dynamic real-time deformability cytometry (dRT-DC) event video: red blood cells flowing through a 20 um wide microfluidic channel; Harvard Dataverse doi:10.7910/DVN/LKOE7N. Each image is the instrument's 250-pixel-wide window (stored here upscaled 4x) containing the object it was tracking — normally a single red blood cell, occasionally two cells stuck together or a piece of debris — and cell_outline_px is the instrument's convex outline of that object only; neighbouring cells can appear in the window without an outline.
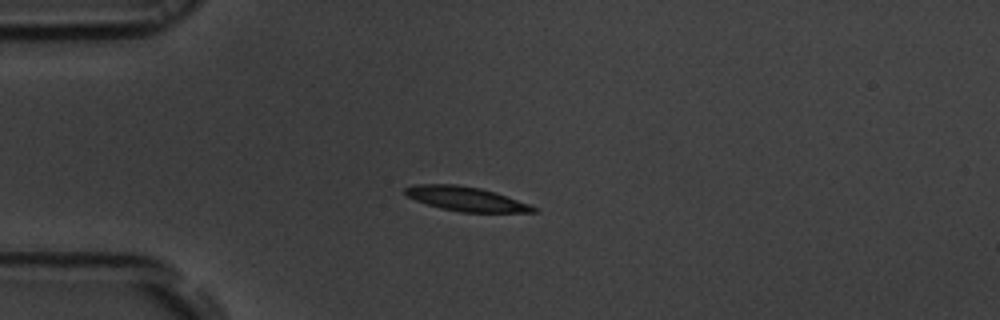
{"species": "common noctule bat (a hibernating species)", "species_latin": "Nyctalus noctula", "temperature_condition": "room temperature", "stored_images_in_passage": 40, "camera_frame_rate_fps": 3000, "um_per_image_px": 0.085, "animal": {"sex": "male", "body_mass_g": 19.5, "forearm_length_mm": 54.6}, "frame": {"image": 1, "passage_image": 1, "time_ms": 0.0, "image_size_px": [1000, 320], "cell_outline_px": [[536, 212], [460, 212], [440, 208], [416, 200], [408, 196], [404, 192], [404, 188], [416, 184], [456, 184], [480, 188], [528, 204], [536, 208]], "centroid_in_image_um": [39.55, 16.9], "position_along_channel_um": 45.5, "area_um2": 17.74}}
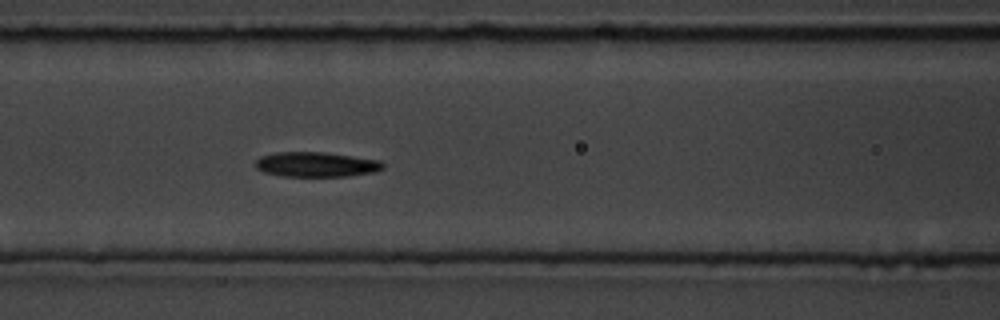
{"frame": {"image": 2, "passage_image": 10, "time_ms": 3.0, "image_size_px": [1000, 320], "cell_outline_px": [[384, 168], [376, 172], [348, 176], [280, 176], [264, 172], [256, 168], [256, 160], [260, 156], [276, 152], [324, 152], [380, 160], [384, 164]], "centroid_in_image_um": [26.89, 13.98], "position_along_channel_um": 139.7, "area_um2": 18.55}}
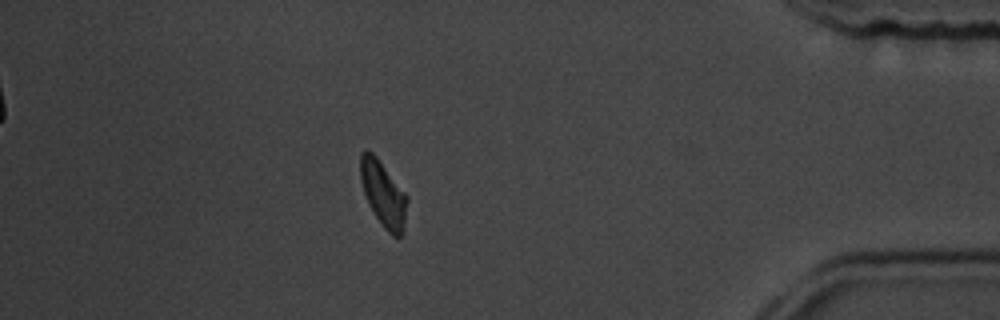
{"frame": {"image": 3, "passage_image": 34, "time_ms": 11.0, "image_size_px": [1000, 320], "cell_outline_px": [[408, 200], [404, 232], [400, 236], [392, 236], [384, 228], [368, 204], [360, 180], [360, 152], [364, 148], [372, 152], [376, 156], [408, 196]], "centroid_in_image_um": [32.58, 16.47], "position_along_channel_um": 402.6, "area_um2": 17.98}, "authors_computed_cell_mechanics": {"area_um2": 18.2937, "velocity_mm_per_s": 3.8204, "shape_relaxation_time_tau1_ms": null, "shape_relaxation_time_tau2_ms": 9.1369, "deformation_change_tau1": null, "deformation_change_tau2": 0.1785}}